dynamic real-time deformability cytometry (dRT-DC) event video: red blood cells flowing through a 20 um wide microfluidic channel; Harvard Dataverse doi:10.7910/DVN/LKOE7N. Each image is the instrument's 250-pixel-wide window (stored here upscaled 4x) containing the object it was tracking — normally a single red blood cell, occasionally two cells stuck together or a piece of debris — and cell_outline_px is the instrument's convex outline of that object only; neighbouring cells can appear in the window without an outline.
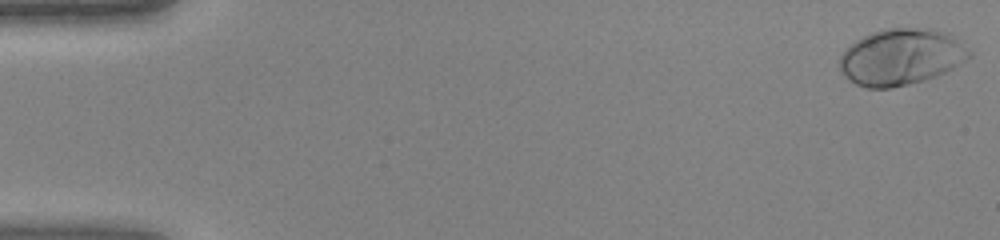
{"species": "human", "species_latin": "Homo sapiens", "temperature_condition": "warm", "stored_images_in_passage": 45, "camera_frame_rate_fps": 3000, "um_per_image_px": 0.085, "donor": {"sex": "female"}, "frame": {"image": 1, "passage_image": 1, "time_ms": 0.0, "image_size_px": [1000, 240], "cell_outline_px": [[972, 56], [952, 68], [936, 76], [924, 80], [892, 88], [864, 88], [856, 84], [844, 76], [840, 72], [840, 56], [856, 40], [872, 32], [884, 28], [932, 28], [948, 32], [972, 52]], "centroid_in_image_um": [76.6, 4.84], "position_along_channel_um": 8.4, "area_um2": 42.54}}
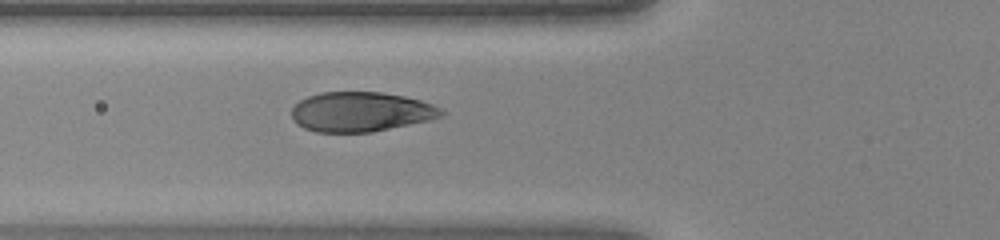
{"frame": {"image": 2, "passage_image": 17, "time_ms": 5.333, "image_size_px": [1000, 240], "cell_outline_px": [[444, 112], [440, 116], [432, 120], [372, 132], [316, 132], [304, 128], [296, 124], [292, 116], [292, 108], [300, 100], [308, 96], [320, 92], [380, 92], [404, 96], [420, 100], [432, 104], [440, 108]], "centroid_in_image_um": [30.66, 9.51], "position_along_channel_um": 95.1, "area_um2": 34.68}}
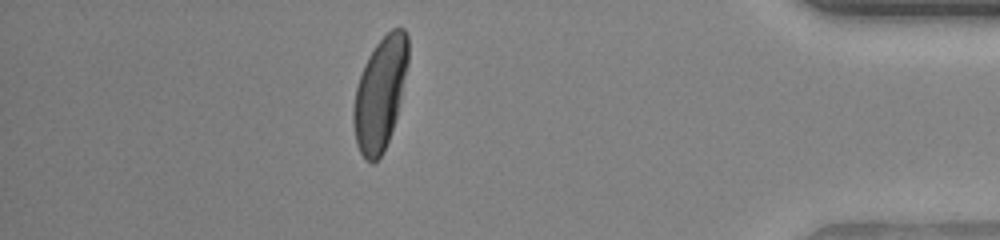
{"frame": {"image": 3, "passage_image": 40, "time_ms": 13.0, "image_size_px": [1000, 240], "cell_outline_px": [[408, 64], [400, 100], [396, 116], [384, 152], [372, 164], [364, 160], [356, 144], [352, 120], [352, 108], [356, 88], [364, 64], [368, 56], [376, 44], [392, 28], [404, 28], [408, 36]], "centroid_in_image_um": [32.29, 7.97], "position_along_channel_um": 402.9, "area_um2": 35.78}}